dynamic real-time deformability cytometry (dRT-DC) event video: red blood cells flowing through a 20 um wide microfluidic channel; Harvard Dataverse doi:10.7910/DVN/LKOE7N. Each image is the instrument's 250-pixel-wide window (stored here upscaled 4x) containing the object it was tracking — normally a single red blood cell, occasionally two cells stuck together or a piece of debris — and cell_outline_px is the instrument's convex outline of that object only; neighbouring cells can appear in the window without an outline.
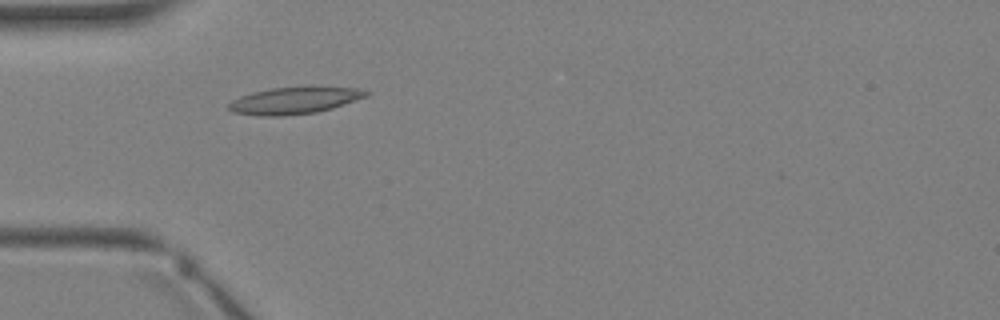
{"species": "Egyptian fruit bat (a non-hibernating species)", "species_latin": "Rousettus aegyptiacus", "temperature_condition": "warm", "stored_images_in_passage": 3, "camera_frame_rate_fps": 3000, "um_per_image_px": 0.085, "animal": {"sex": "female"}, "frame": {"image": 1, "passage_image": 2, "time_ms": 2.0, "image_size_px": [1000, 320], "cell_outline_px": [[368, 96], [332, 108], [316, 112], [284, 116], [260, 116], [232, 112], [228, 108], [228, 104], [232, 100], [240, 96], [252, 92], [272, 88], [356, 88], [368, 92]], "centroid_in_image_um": [24.94, 8.57], "position_along_channel_um": 60.1, "area_um2": 20.98}}
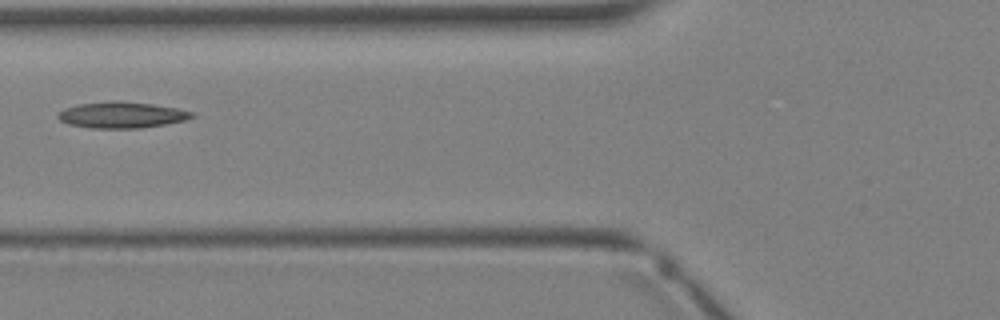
{"frame": {"image": 2, "passage_image": 3, "time_ms": 3.0, "image_size_px": [1000, 320], "cell_outline_px": [[196, 116], [184, 120], [164, 124], [140, 128], [92, 128], [68, 124], [60, 120], [56, 116], [64, 108], [80, 104], [112, 100], [116, 100], [152, 104], [176, 108], [192, 112]], "centroid_in_image_um": [10.32, 9.76], "position_along_channel_um": 115.5, "area_um2": 20.29}}